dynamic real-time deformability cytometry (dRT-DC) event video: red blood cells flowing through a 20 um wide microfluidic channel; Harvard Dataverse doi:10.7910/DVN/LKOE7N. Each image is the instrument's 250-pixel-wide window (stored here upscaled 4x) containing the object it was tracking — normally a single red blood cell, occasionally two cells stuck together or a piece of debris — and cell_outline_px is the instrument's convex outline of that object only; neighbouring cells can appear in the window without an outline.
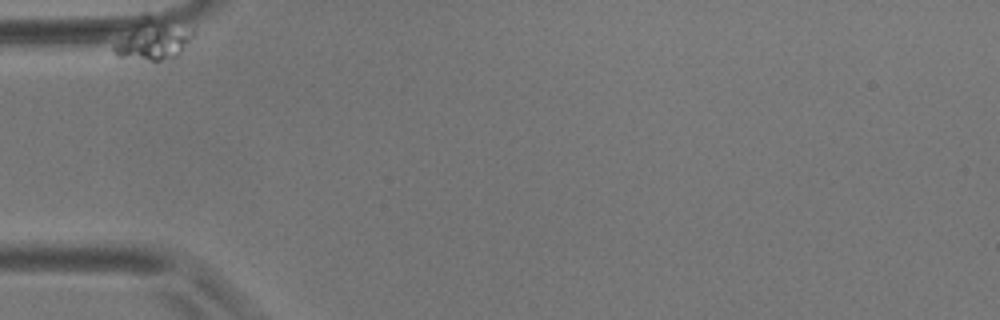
{"species": "common noctule bat (a hibernating species)", "species_latin": "Nyctalus noctula", "temperature_condition": "room temperature", "stored_images_in_passage": 8, "camera_frame_rate_fps": 3000, "um_per_image_px": 0.085, "animal": {"sex": "male", "body_mass_g": 17.9}, "frame": {"image": 1, "passage_image": 1, "time_ms": 0.0, "image_size_px": [1000, 320], "cell_outline_px": [[192, 36], [180, 56], [172, 60], [152, 60], [116, 56], [112, 52], [112, 48], [116, 44], [128, 36], [156, 32], [192, 32]], "centroid_in_image_um": [13.03, 3.89], "position_along_channel_um": 72.0, "area_um2": 12.66}}
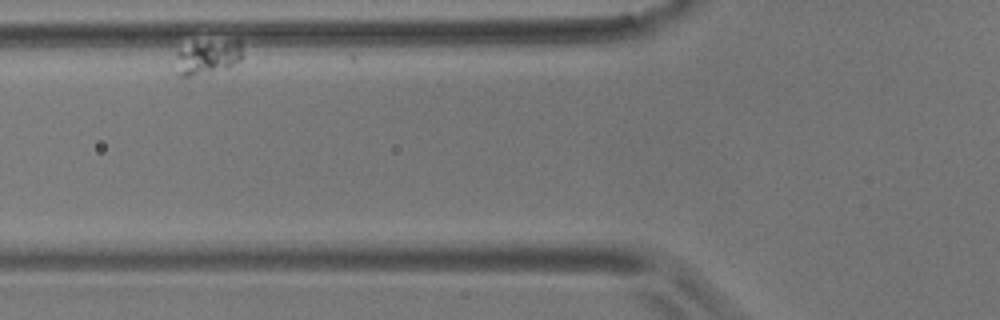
{"frame": {"image": 2, "passage_image": 3, "time_ms": 2.333, "image_size_px": [1000, 320], "cell_outline_px": [[240, 60], [228, 68], [184, 80], [176, 76], [176, 52], [208, 44], [232, 40], [240, 40]], "centroid_in_image_um": [17.6, 5.01], "position_along_channel_um": 108.2, "area_um2": 12.89}}
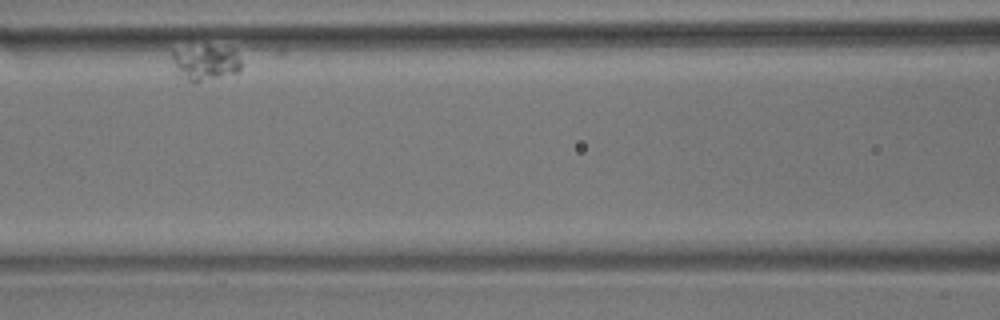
{"frame": {"image": 3, "passage_image": 5, "time_ms": 4.667, "image_size_px": [1000, 320], "cell_outline_px": [[240, 68], [236, 72], [192, 84], [176, 68], [172, 56], [172, 52], [204, 48], [212, 48], [236, 52], [240, 60]], "centroid_in_image_um": [17.49, 5.41], "position_along_channel_um": 149.1, "area_um2": 12.77}}